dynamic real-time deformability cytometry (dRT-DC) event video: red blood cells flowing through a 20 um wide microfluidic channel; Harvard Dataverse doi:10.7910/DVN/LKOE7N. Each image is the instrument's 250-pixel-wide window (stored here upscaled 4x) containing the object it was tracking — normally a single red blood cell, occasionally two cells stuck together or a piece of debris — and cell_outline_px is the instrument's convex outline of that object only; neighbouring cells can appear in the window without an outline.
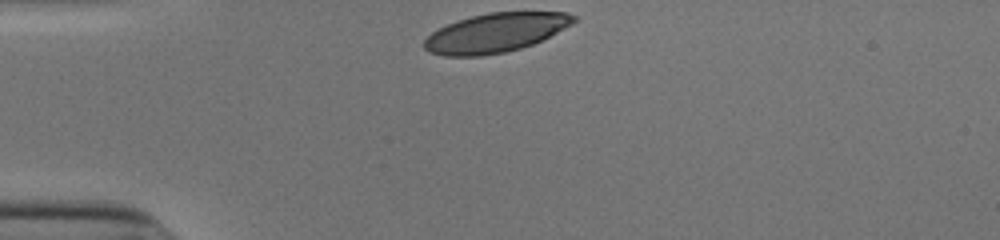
{"species": "human", "species_latin": "Homo sapiens", "temperature_condition": "cold", "stored_images_in_passage": 30, "camera_frame_rate_fps": 3000, "um_per_image_px": 0.085, "donor": {"sex": "male"}, "frame": {"image": 1, "passage_image": 1, "time_ms": 0.0, "image_size_px": [1000, 240], "cell_outline_px": [[576, 20], [572, 24], [532, 44], [520, 48], [504, 52], [480, 56], [444, 56], [428, 52], [424, 48], [424, 40], [432, 32], [456, 20], [488, 12], [564, 12], [576, 16]], "centroid_in_image_um": [42.08, 2.78], "position_along_channel_um": 42.9, "area_um2": 33.76}}
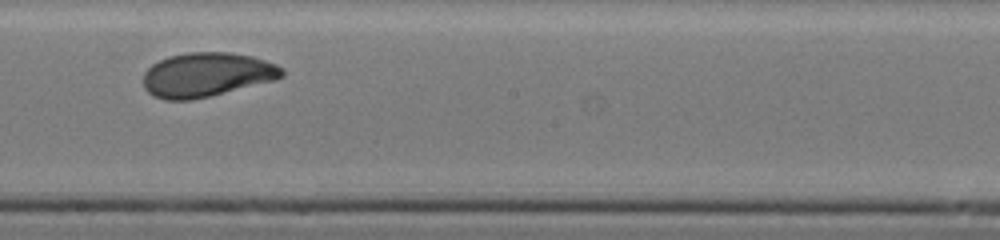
{"frame": {"image": 2, "passage_image": 18, "time_ms": 5.667, "image_size_px": [1000, 240], "cell_outline_px": [[284, 76], [276, 80], [192, 100], [164, 100], [152, 96], [144, 88], [144, 72], [152, 64], [168, 56], [188, 52], [232, 52], [252, 56], [276, 64], [284, 68]], "centroid_in_image_um": [17.57, 6.35], "position_along_channel_um": 230.6, "area_um2": 35.95}}
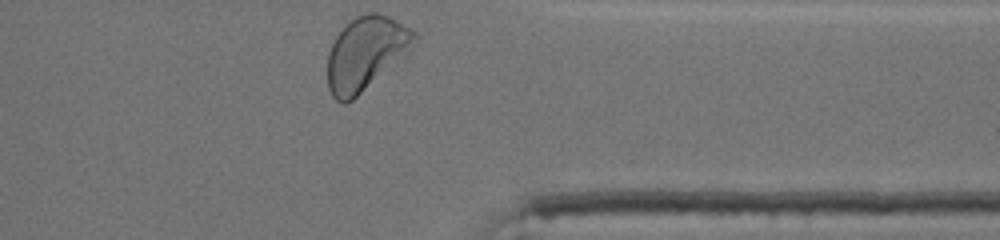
{"frame": {"image": 3, "passage_image": 30, "time_ms": 9.667, "image_size_px": [1000, 240], "cell_outline_px": [[416, 36], [412, 48], [352, 100], [344, 104], [336, 100], [332, 96], [328, 88], [328, 52], [336, 36], [356, 16], [368, 12], [376, 12], [388, 16], [396, 20], [416, 32]], "centroid_in_image_um": [31.07, 4.53], "position_along_channel_um": 380.3, "area_um2": 36.36}, "authors_computed_cell_mechanics": {"area_um2": 35.4603, "velocity_mm_per_s": 3.8757, "shape_relaxation_time_tau1_ms": 3.6437, "shape_relaxation_time_tau2_ms": 1.3926, "deformation_change_tau1": 0.1526, "deformation_change_tau2": 0.063}}